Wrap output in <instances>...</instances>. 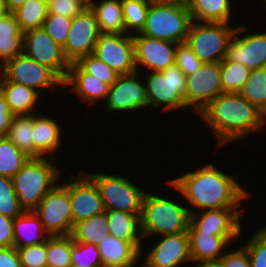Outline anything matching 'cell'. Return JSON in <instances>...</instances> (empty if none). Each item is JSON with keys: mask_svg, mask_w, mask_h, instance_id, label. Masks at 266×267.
<instances>
[{"mask_svg": "<svg viewBox=\"0 0 266 267\" xmlns=\"http://www.w3.org/2000/svg\"><path fill=\"white\" fill-rule=\"evenodd\" d=\"M189 206L174 198L146 191L142 201L141 230L145 238L187 232L190 222Z\"/></svg>", "mask_w": 266, "mask_h": 267, "instance_id": "cell-3", "label": "cell"}, {"mask_svg": "<svg viewBox=\"0 0 266 267\" xmlns=\"http://www.w3.org/2000/svg\"><path fill=\"white\" fill-rule=\"evenodd\" d=\"M40 114V115H39ZM43 115V112L33 114V141L34 157H50L59 155V147L63 142V126L50 113Z\"/></svg>", "mask_w": 266, "mask_h": 267, "instance_id": "cell-22", "label": "cell"}, {"mask_svg": "<svg viewBox=\"0 0 266 267\" xmlns=\"http://www.w3.org/2000/svg\"><path fill=\"white\" fill-rule=\"evenodd\" d=\"M14 246L25 247L43 243L49 234L33 211H25L13 221Z\"/></svg>", "mask_w": 266, "mask_h": 267, "instance_id": "cell-28", "label": "cell"}, {"mask_svg": "<svg viewBox=\"0 0 266 267\" xmlns=\"http://www.w3.org/2000/svg\"><path fill=\"white\" fill-rule=\"evenodd\" d=\"M55 158L52 160L50 157H30L23 168L12 177L14 190L25 211H33L62 179V172L57 167Z\"/></svg>", "mask_w": 266, "mask_h": 267, "instance_id": "cell-4", "label": "cell"}, {"mask_svg": "<svg viewBox=\"0 0 266 267\" xmlns=\"http://www.w3.org/2000/svg\"><path fill=\"white\" fill-rule=\"evenodd\" d=\"M109 234L130 242L143 255L144 237L141 230V216L119 210H105Z\"/></svg>", "mask_w": 266, "mask_h": 267, "instance_id": "cell-24", "label": "cell"}, {"mask_svg": "<svg viewBox=\"0 0 266 267\" xmlns=\"http://www.w3.org/2000/svg\"><path fill=\"white\" fill-rule=\"evenodd\" d=\"M142 258L140 257L136 262H135V264L132 266V267H151V266H149L145 261H142ZM140 262V263H139ZM137 264H140V265H137Z\"/></svg>", "mask_w": 266, "mask_h": 267, "instance_id": "cell-54", "label": "cell"}, {"mask_svg": "<svg viewBox=\"0 0 266 267\" xmlns=\"http://www.w3.org/2000/svg\"><path fill=\"white\" fill-rule=\"evenodd\" d=\"M192 267H220L217 263H209V264H196Z\"/></svg>", "mask_w": 266, "mask_h": 267, "instance_id": "cell-55", "label": "cell"}, {"mask_svg": "<svg viewBox=\"0 0 266 267\" xmlns=\"http://www.w3.org/2000/svg\"><path fill=\"white\" fill-rule=\"evenodd\" d=\"M76 64L89 75L101 80L102 82L113 85L119 74L116 73L111 67L102 62L99 58L93 54L86 55L80 58Z\"/></svg>", "mask_w": 266, "mask_h": 267, "instance_id": "cell-40", "label": "cell"}, {"mask_svg": "<svg viewBox=\"0 0 266 267\" xmlns=\"http://www.w3.org/2000/svg\"><path fill=\"white\" fill-rule=\"evenodd\" d=\"M16 249L23 267H47L46 240L43 243Z\"/></svg>", "mask_w": 266, "mask_h": 267, "instance_id": "cell-44", "label": "cell"}, {"mask_svg": "<svg viewBox=\"0 0 266 267\" xmlns=\"http://www.w3.org/2000/svg\"><path fill=\"white\" fill-rule=\"evenodd\" d=\"M135 46L137 71L161 72L175 64L177 43L135 33L132 35ZM143 66V67H142Z\"/></svg>", "mask_w": 266, "mask_h": 267, "instance_id": "cell-17", "label": "cell"}, {"mask_svg": "<svg viewBox=\"0 0 266 267\" xmlns=\"http://www.w3.org/2000/svg\"><path fill=\"white\" fill-rule=\"evenodd\" d=\"M48 14H56L74 18L79 15L85 6L78 0H50L47 3Z\"/></svg>", "mask_w": 266, "mask_h": 267, "instance_id": "cell-46", "label": "cell"}, {"mask_svg": "<svg viewBox=\"0 0 266 267\" xmlns=\"http://www.w3.org/2000/svg\"><path fill=\"white\" fill-rule=\"evenodd\" d=\"M9 14L5 0H0V17Z\"/></svg>", "mask_w": 266, "mask_h": 267, "instance_id": "cell-53", "label": "cell"}, {"mask_svg": "<svg viewBox=\"0 0 266 267\" xmlns=\"http://www.w3.org/2000/svg\"><path fill=\"white\" fill-rule=\"evenodd\" d=\"M100 34L95 12L91 7L72 19V24L63 47L67 61L72 64L80 58L92 54Z\"/></svg>", "mask_w": 266, "mask_h": 267, "instance_id": "cell-15", "label": "cell"}, {"mask_svg": "<svg viewBox=\"0 0 266 267\" xmlns=\"http://www.w3.org/2000/svg\"><path fill=\"white\" fill-rule=\"evenodd\" d=\"M23 53V32L12 13L0 17V66Z\"/></svg>", "mask_w": 266, "mask_h": 267, "instance_id": "cell-30", "label": "cell"}, {"mask_svg": "<svg viewBox=\"0 0 266 267\" xmlns=\"http://www.w3.org/2000/svg\"><path fill=\"white\" fill-rule=\"evenodd\" d=\"M97 186L105 210H119L130 214H142V201L146 189L138 186L131 177L105 172H88L81 169ZM137 184V185H136Z\"/></svg>", "mask_w": 266, "mask_h": 267, "instance_id": "cell-6", "label": "cell"}, {"mask_svg": "<svg viewBox=\"0 0 266 267\" xmlns=\"http://www.w3.org/2000/svg\"><path fill=\"white\" fill-rule=\"evenodd\" d=\"M5 137L29 157H34L33 114L13 116Z\"/></svg>", "mask_w": 266, "mask_h": 267, "instance_id": "cell-32", "label": "cell"}, {"mask_svg": "<svg viewBox=\"0 0 266 267\" xmlns=\"http://www.w3.org/2000/svg\"><path fill=\"white\" fill-rule=\"evenodd\" d=\"M23 53L39 64L52 69L63 81L71 65L49 34L41 27L23 33Z\"/></svg>", "mask_w": 266, "mask_h": 267, "instance_id": "cell-14", "label": "cell"}, {"mask_svg": "<svg viewBox=\"0 0 266 267\" xmlns=\"http://www.w3.org/2000/svg\"><path fill=\"white\" fill-rule=\"evenodd\" d=\"M0 267H23L15 246L0 247Z\"/></svg>", "mask_w": 266, "mask_h": 267, "instance_id": "cell-49", "label": "cell"}, {"mask_svg": "<svg viewBox=\"0 0 266 267\" xmlns=\"http://www.w3.org/2000/svg\"><path fill=\"white\" fill-rule=\"evenodd\" d=\"M67 86L70 87L68 94L74 93L82 103H88L89 106L96 105L99 101L104 103L110 88L108 84L86 74L76 63L69 66L67 77L63 81V88Z\"/></svg>", "mask_w": 266, "mask_h": 267, "instance_id": "cell-23", "label": "cell"}, {"mask_svg": "<svg viewBox=\"0 0 266 267\" xmlns=\"http://www.w3.org/2000/svg\"><path fill=\"white\" fill-rule=\"evenodd\" d=\"M232 0H187L192 21L231 23Z\"/></svg>", "mask_w": 266, "mask_h": 267, "instance_id": "cell-27", "label": "cell"}, {"mask_svg": "<svg viewBox=\"0 0 266 267\" xmlns=\"http://www.w3.org/2000/svg\"><path fill=\"white\" fill-rule=\"evenodd\" d=\"M192 23L186 3H150L142 35L173 43H185Z\"/></svg>", "mask_w": 266, "mask_h": 267, "instance_id": "cell-5", "label": "cell"}, {"mask_svg": "<svg viewBox=\"0 0 266 267\" xmlns=\"http://www.w3.org/2000/svg\"><path fill=\"white\" fill-rule=\"evenodd\" d=\"M14 219L0 214V247L14 246Z\"/></svg>", "mask_w": 266, "mask_h": 267, "instance_id": "cell-48", "label": "cell"}, {"mask_svg": "<svg viewBox=\"0 0 266 267\" xmlns=\"http://www.w3.org/2000/svg\"><path fill=\"white\" fill-rule=\"evenodd\" d=\"M187 233L189 236L190 255L194 265L217 263L228 248L242 237L214 236L203 233L198 231L190 222Z\"/></svg>", "mask_w": 266, "mask_h": 267, "instance_id": "cell-21", "label": "cell"}, {"mask_svg": "<svg viewBox=\"0 0 266 267\" xmlns=\"http://www.w3.org/2000/svg\"><path fill=\"white\" fill-rule=\"evenodd\" d=\"M0 80H8L35 89L41 95L63 87V80L49 67L39 64L24 53L0 66ZM54 89V91H53Z\"/></svg>", "mask_w": 266, "mask_h": 267, "instance_id": "cell-9", "label": "cell"}, {"mask_svg": "<svg viewBox=\"0 0 266 267\" xmlns=\"http://www.w3.org/2000/svg\"><path fill=\"white\" fill-rule=\"evenodd\" d=\"M71 267H103L97 245L73 240Z\"/></svg>", "mask_w": 266, "mask_h": 267, "instance_id": "cell-41", "label": "cell"}, {"mask_svg": "<svg viewBox=\"0 0 266 267\" xmlns=\"http://www.w3.org/2000/svg\"><path fill=\"white\" fill-rule=\"evenodd\" d=\"M69 178V198L73 226L75 223L105 211L95 183L82 171Z\"/></svg>", "mask_w": 266, "mask_h": 267, "instance_id": "cell-20", "label": "cell"}, {"mask_svg": "<svg viewBox=\"0 0 266 267\" xmlns=\"http://www.w3.org/2000/svg\"><path fill=\"white\" fill-rule=\"evenodd\" d=\"M124 25L128 34L139 33L145 26L149 0H121Z\"/></svg>", "mask_w": 266, "mask_h": 267, "instance_id": "cell-38", "label": "cell"}, {"mask_svg": "<svg viewBox=\"0 0 266 267\" xmlns=\"http://www.w3.org/2000/svg\"><path fill=\"white\" fill-rule=\"evenodd\" d=\"M145 82L149 108L162 109L163 112L185 109L187 76L176 64L161 72H145ZM163 106V107H162Z\"/></svg>", "mask_w": 266, "mask_h": 267, "instance_id": "cell-8", "label": "cell"}, {"mask_svg": "<svg viewBox=\"0 0 266 267\" xmlns=\"http://www.w3.org/2000/svg\"><path fill=\"white\" fill-rule=\"evenodd\" d=\"M243 207L203 210L190 214V223L203 233L214 236H242ZM243 213V214H242ZM243 215V216H242Z\"/></svg>", "mask_w": 266, "mask_h": 267, "instance_id": "cell-19", "label": "cell"}, {"mask_svg": "<svg viewBox=\"0 0 266 267\" xmlns=\"http://www.w3.org/2000/svg\"><path fill=\"white\" fill-rule=\"evenodd\" d=\"M40 1H43L45 3H48L50 0H40Z\"/></svg>", "mask_w": 266, "mask_h": 267, "instance_id": "cell-58", "label": "cell"}, {"mask_svg": "<svg viewBox=\"0 0 266 267\" xmlns=\"http://www.w3.org/2000/svg\"><path fill=\"white\" fill-rule=\"evenodd\" d=\"M0 91L5 96L14 116L40 113V111H37L40 108H36L41 103V100H39L41 94L35 89L8 80H0Z\"/></svg>", "mask_w": 266, "mask_h": 267, "instance_id": "cell-25", "label": "cell"}, {"mask_svg": "<svg viewBox=\"0 0 266 267\" xmlns=\"http://www.w3.org/2000/svg\"><path fill=\"white\" fill-rule=\"evenodd\" d=\"M185 104L187 110L199 114L213 99L223 93L220 62L204 63L187 76Z\"/></svg>", "mask_w": 266, "mask_h": 267, "instance_id": "cell-13", "label": "cell"}, {"mask_svg": "<svg viewBox=\"0 0 266 267\" xmlns=\"http://www.w3.org/2000/svg\"><path fill=\"white\" fill-rule=\"evenodd\" d=\"M80 1L85 7H90L92 0H78Z\"/></svg>", "mask_w": 266, "mask_h": 267, "instance_id": "cell-56", "label": "cell"}, {"mask_svg": "<svg viewBox=\"0 0 266 267\" xmlns=\"http://www.w3.org/2000/svg\"><path fill=\"white\" fill-rule=\"evenodd\" d=\"M151 245L150 251L140 257L151 267H192L189 236L187 232L161 235ZM184 264V265H183ZM191 265V266H189Z\"/></svg>", "mask_w": 266, "mask_h": 267, "instance_id": "cell-18", "label": "cell"}, {"mask_svg": "<svg viewBox=\"0 0 266 267\" xmlns=\"http://www.w3.org/2000/svg\"><path fill=\"white\" fill-rule=\"evenodd\" d=\"M30 157L6 137L0 138V175L12 178Z\"/></svg>", "mask_w": 266, "mask_h": 267, "instance_id": "cell-34", "label": "cell"}, {"mask_svg": "<svg viewBox=\"0 0 266 267\" xmlns=\"http://www.w3.org/2000/svg\"><path fill=\"white\" fill-rule=\"evenodd\" d=\"M237 25L192 21L186 44L203 63L222 62Z\"/></svg>", "mask_w": 266, "mask_h": 267, "instance_id": "cell-7", "label": "cell"}, {"mask_svg": "<svg viewBox=\"0 0 266 267\" xmlns=\"http://www.w3.org/2000/svg\"><path fill=\"white\" fill-rule=\"evenodd\" d=\"M70 236L75 242L98 245L104 237L109 236L105 211L75 223Z\"/></svg>", "mask_w": 266, "mask_h": 267, "instance_id": "cell-31", "label": "cell"}, {"mask_svg": "<svg viewBox=\"0 0 266 267\" xmlns=\"http://www.w3.org/2000/svg\"><path fill=\"white\" fill-rule=\"evenodd\" d=\"M27 0H5L9 13L15 11L18 7L22 6Z\"/></svg>", "mask_w": 266, "mask_h": 267, "instance_id": "cell-51", "label": "cell"}, {"mask_svg": "<svg viewBox=\"0 0 266 267\" xmlns=\"http://www.w3.org/2000/svg\"><path fill=\"white\" fill-rule=\"evenodd\" d=\"M90 7L96 14L100 32L128 34L120 0H92Z\"/></svg>", "mask_w": 266, "mask_h": 267, "instance_id": "cell-29", "label": "cell"}, {"mask_svg": "<svg viewBox=\"0 0 266 267\" xmlns=\"http://www.w3.org/2000/svg\"><path fill=\"white\" fill-rule=\"evenodd\" d=\"M150 3H186L187 0H149Z\"/></svg>", "mask_w": 266, "mask_h": 267, "instance_id": "cell-52", "label": "cell"}, {"mask_svg": "<svg viewBox=\"0 0 266 267\" xmlns=\"http://www.w3.org/2000/svg\"><path fill=\"white\" fill-rule=\"evenodd\" d=\"M49 236H68L73 229L69 180L59 181L33 210Z\"/></svg>", "mask_w": 266, "mask_h": 267, "instance_id": "cell-10", "label": "cell"}, {"mask_svg": "<svg viewBox=\"0 0 266 267\" xmlns=\"http://www.w3.org/2000/svg\"><path fill=\"white\" fill-rule=\"evenodd\" d=\"M217 264L220 267H251L250 257L242 245L236 249L229 248Z\"/></svg>", "mask_w": 266, "mask_h": 267, "instance_id": "cell-47", "label": "cell"}, {"mask_svg": "<svg viewBox=\"0 0 266 267\" xmlns=\"http://www.w3.org/2000/svg\"><path fill=\"white\" fill-rule=\"evenodd\" d=\"M199 115L207 128L210 127L217 149L266 128L263 112L240 93H221Z\"/></svg>", "mask_w": 266, "mask_h": 267, "instance_id": "cell-2", "label": "cell"}, {"mask_svg": "<svg viewBox=\"0 0 266 267\" xmlns=\"http://www.w3.org/2000/svg\"><path fill=\"white\" fill-rule=\"evenodd\" d=\"M256 231L242 246L247 250L251 267H266V227L263 225Z\"/></svg>", "mask_w": 266, "mask_h": 267, "instance_id": "cell-42", "label": "cell"}, {"mask_svg": "<svg viewBox=\"0 0 266 267\" xmlns=\"http://www.w3.org/2000/svg\"><path fill=\"white\" fill-rule=\"evenodd\" d=\"M142 76V80L140 79ZM141 72L119 75L110 86L108 96L104 102L105 110L109 112L131 114L143 108H149L147 99L146 82ZM130 111V112H129Z\"/></svg>", "mask_w": 266, "mask_h": 267, "instance_id": "cell-11", "label": "cell"}, {"mask_svg": "<svg viewBox=\"0 0 266 267\" xmlns=\"http://www.w3.org/2000/svg\"><path fill=\"white\" fill-rule=\"evenodd\" d=\"M175 64L188 76L195 73L204 63L196 57L186 43H181L176 47Z\"/></svg>", "mask_w": 266, "mask_h": 267, "instance_id": "cell-45", "label": "cell"}, {"mask_svg": "<svg viewBox=\"0 0 266 267\" xmlns=\"http://www.w3.org/2000/svg\"><path fill=\"white\" fill-rule=\"evenodd\" d=\"M248 27L247 24L237 26L228 43L225 58L244 64L251 70L266 67V31L247 32ZM243 32L245 35L242 36Z\"/></svg>", "mask_w": 266, "mask_h": 267, "instance_id": "cell-16", "label": "cell"}, {"mask_svg": "<svg viewBox=\"0 0 266 267\" xmlns=\"http://www.w3.org/2000/svg\"><path fill=\"white\" fill-rule=\"evenodd\" d=\"M190 204L189 213L226 207H242L250 192L233 175L207 163L196 170L186 171L180 177L166 180ZM242 205V206H241ZM196 209V210H194Z\"/></svg>", "mask_w": 266, "mask_h": 267, "instance_id": "cell-1", "label": "cell"}, {"mask_svg": "<svg viewBox=\"0 0 266 267\" xmlns=\"http://www.w3.org/2000/svg\"><path fill=\"white\" fill-rule=\"evenodd\" d=\"M24 212L14 190L12 178L0 175V214L15 219Z\"/></svg>", "mask_w": 266, "mask_h": 267, "instance_id": "cell-39", "label": "cell"}, {"mask_svg": "<svg viewBox=\"0 0 266 267\" xmlns=\"http://www.w3.org/2000/svg\"><path fill=\"white\" fill-rule=\"evenodd\" d=\"M103 267H132L140 258V252L128 241L111 234L97 245Z\"/></svg>", "mask_w": 266, "mask_h": 267, "instance_id": "cell-26", "label": "cell"}, {"mask_svg": "<svg viewBox=\"0 0 266 267\" xmlns=\"http://www.w3.org/2000/svg\"><path fill=\"white\" fill-rule=\"evenodd\" d=\"M262 112H263L264 119L266 121V108Z\"/></svg>", "mask_w": 266, "mask_h": 267, "instance_id": "cell-57", "label": "cell"}, {"mask_svg": "<svg viewBox=\"0 0 266 267\" xmlns=\"http://www.w3.org/2000/svg\"><path fill=\"white\" fill-rule=\"evenodd\" d=\"M239 93L263 111L266 108V67L251 70Z\"/></svg>", "mask_w": 266, "mask_h": 267, "instance_id": "cell-37", "label": "cell"}, {"mask_svg": "<svg viewBox=\"0 0 266 267\" xmlns=\"http://www.w3.org/2000/svg\"><path fill=\"white\" fill-rule=\"evenodd\" d=\"M73 239L68 236H49L46 239L47 267H71Z\"/></svg>", "mask_w": 266, "mask_h": 267, "instance_id": "cell-35", "label": "cell"}, {"mask_svg": "<svg viewBox=\"0 0 266 267\" xmlns=\"http://www.w3.org/2000/svg\"><path fill=\"white\" fill-rule=\"evenodd\" d=\"M220 67L223 92L239 93L248 80L251 69L226 58L220 62Z\"/></svg>", "mask_w": 266, "mask_h": 267, "instance_id": "cell-36", "label": "cell"}, {"mask_svg": "<svg viewBox=\"0 0 266 267\" xmlns=\"http://www.w3.org/2000/svg\"><path fill=\"white\" fill-rule=\"evenodd\" d=\"M21 31L41 28L48 15L47 3L40 0H27L12 12Z\"/></svg>", "mask_w": 266, "mask_h": 267, "instance_id": "cell-33", "label": "cell"}, {"mask_svg": "<svg viewBox=\"0 0 266 267\" xmlns=\"http://www.w3.org/2000/svg\"><path fill=\"white\" fill-rule=\"evenodd\" d=\"M13 114L6 102L5 96L0 91V136L5 137L10 127Z\"/></svg>", "mask_w": 266, "mask_h": 267, "instance_id": "cell-50", "label": "cell"}, {"mask_svg": "<svg viewBox=\"0 0 266 267\" xmlns=\"http://www.w3.org/2000/svg\"><path fill=\"white\" fill-rule=\"evenodd\" d=\"M92 54L119 75L137 71L132 34L100 32Z\"/></svg>", "mask_w": 266, "mask_h": 267, "instance_id": "cell-12", "label": "cell"}, {"mask_svg": "<svg viewBox=\"0 0 266 267\" xmlns=\"http://www.w3.org/2000/svg\"><path fill=\"white\" fill-rule=\"evenodd\" d=\"M72 19L67 16L48 14L42 28L49 36L62 48L66 44V39L72 24Z\"/></svg>", "mask_w": 266, "mask_h": 267, "instance_id": "cell-43", "label": "cell"}]
</instances>
